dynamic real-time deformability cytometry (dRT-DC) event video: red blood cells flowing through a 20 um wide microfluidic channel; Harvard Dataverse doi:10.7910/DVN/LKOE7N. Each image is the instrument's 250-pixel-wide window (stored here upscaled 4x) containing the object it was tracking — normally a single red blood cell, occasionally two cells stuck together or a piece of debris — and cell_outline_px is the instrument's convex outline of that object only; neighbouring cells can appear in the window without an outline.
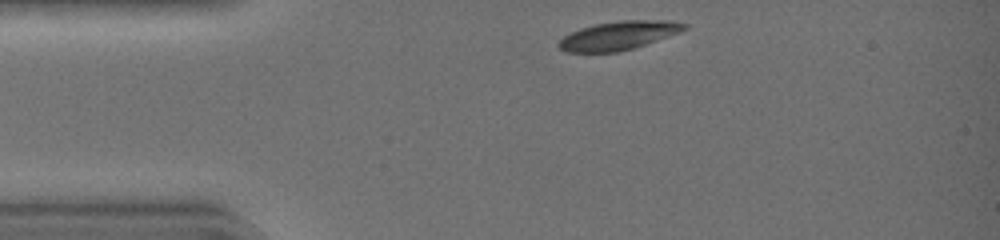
{"species": "common noctule bat (a hibernating species)", "species_latin": "Nyctalus noctula", "temperature_condition": "warm", "stored_images_in_passage": 31, "camera_frame_rate_fps": 3000, "um_per_image_px": 0.085, "animal": {"sex": "female", "body_mass_g": 19.0, "forearm_length_mm": 51.5}, "frame": {"image": 1, "passage_image": 1, "time_ms": 0.0, "image_size_px": [1000, 240], "cell_outline_px": [[688, 28], [680, 32], [632, 48], [616, 52], [564, 52], [556, 44], [564, 36], [580, 28], [596, 24], [620, 20], [672, 20], [688, 24]], "centroid_in_image_um": [52.58, 3.01], "position_along_channel_um": 32.4, "area_um2": 20.81}}
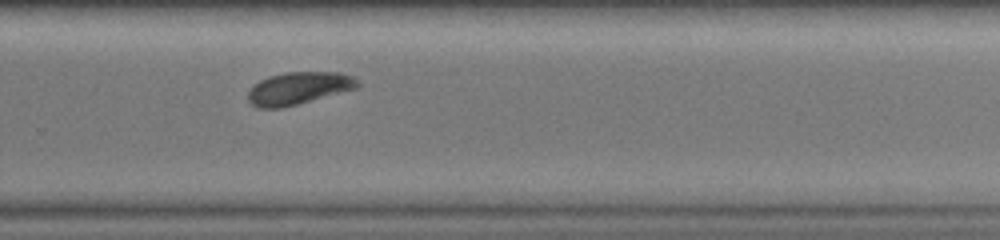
{"frame": {"image": 2, "passage_image": 22, "time_ms": 7.0, "image_size_px": [1000, 240], "cell_outline_px": [[360, 88], [280, 108], [260, 108], [252, 104], [248, 100], [248, 92], [260, 80], [268, 76], [284, 72], [336, 72], [356, 76], [360, 84]], "centroid_in_image_um": [25.44, 7.49], "position_along_channel_um": 304.4, "area_um2": 20.75}}
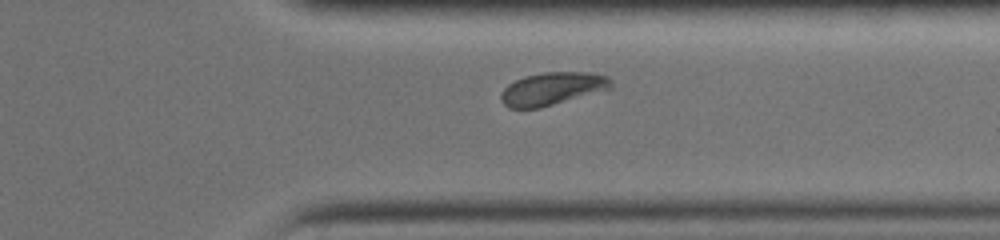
{"frame": {"image": 3, "passage_image": 26, "time_ms": 8.333, "image_size_px": [1000, 240], "cell_outline_px": [[612, 88], [540, 108], [508, 108], [500, 100], [500, 92], [508, 84], [524, 76], [544, 72], [588, 72], [608, 76], [612, 80]], "centroid_in_image_um": [46.93, 7.53], "position_along_channel_um": 364.5, "area_um2": 21.1}, "authors_computed_cell_mechanics": {"area_um2": 21.1548, "velocity_mm_per_s": 4.4445, "shape_relaxation_time_tau1_ms": 1.845, "shape_relaxation_time_tau2_ms": 5.8081, "deformation_change_tau1": 0.1315, "deformation_change_tau2": 0.0789}}